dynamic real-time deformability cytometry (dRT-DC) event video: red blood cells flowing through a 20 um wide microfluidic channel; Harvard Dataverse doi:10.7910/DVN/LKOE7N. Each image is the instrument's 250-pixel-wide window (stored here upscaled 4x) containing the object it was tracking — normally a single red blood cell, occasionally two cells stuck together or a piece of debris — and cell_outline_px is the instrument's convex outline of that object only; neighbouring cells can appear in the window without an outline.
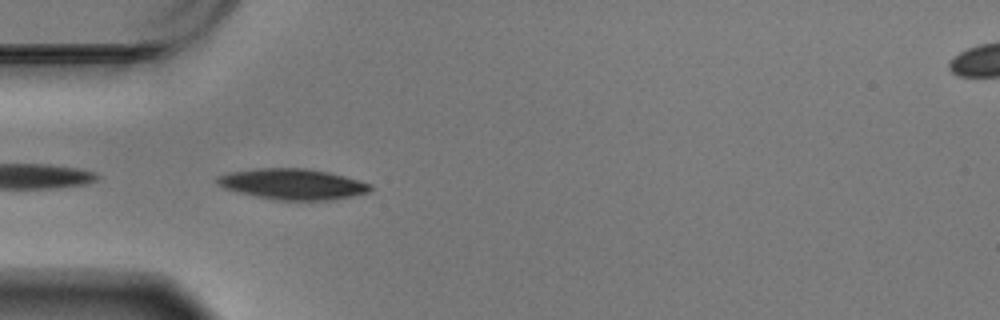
{"species": "Egyptian fruit bat (a non-hibernating species)", "species_latin": "Rousettus aegyptiacus", "temperature_condition": "warm", "stored_images_in_passage": 5, "camera_frame_rate_fps": 3000, "um_per_image_px": 0.085, "animal": {"sex": "male"}, "frame": {"image": 1, "passage_image": 1, "time_ms": 0.0, "image_size_px": [1000, 320], "cell_outline_px": [[372, 188], [368, 192], [328, 200], [280, 200], [256, 196], [224, 188], [216, 184], [216, 176], [232, 172], [256, 168], [308, 168], [328, 172], [360, 180], [372, 184]], "centroid_in_image_um": [24.86, 15.63], "position_along_channel_um": 60.1, "area_um2": 27.22}}